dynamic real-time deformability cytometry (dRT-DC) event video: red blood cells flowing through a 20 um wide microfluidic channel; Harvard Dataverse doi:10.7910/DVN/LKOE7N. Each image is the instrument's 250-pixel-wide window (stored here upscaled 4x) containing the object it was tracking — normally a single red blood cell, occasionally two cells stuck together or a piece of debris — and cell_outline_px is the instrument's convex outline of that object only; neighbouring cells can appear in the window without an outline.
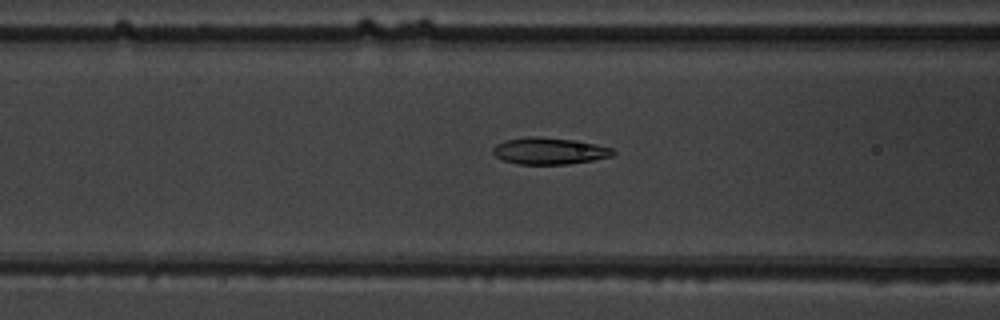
{"species": "common noctule bat (a hibernating species)", "species_latin": "Nyctalus noctula", "temperature_condition": "warm", "stored_images_in_passage": 51, "camera_frame_rate_fps": 3000, "um_per_image_px": 0.085, "animal": {"sex": "male", "body_mass_g": 19.5, "forearm_length_mm": 54.6}, "frame": {"image": 1, "passage_image": 21, "time_ms": 6.667, "image_size_px": [1000, 320], "cell_outline_px": [[616, 152], [612, 156], [592, 160], [568, 164], [516, 164], [504, 160], [496, 156], [492, 152], [492, 148], [496, 144], [504, 140], [528, 136], [536, 136], [572, 140], [596, 144], [612, 148]], "centroid_in_image_um": [46.66, 12.83], "position_along_channel_um": 119.9, "area_um2": 18.67}}
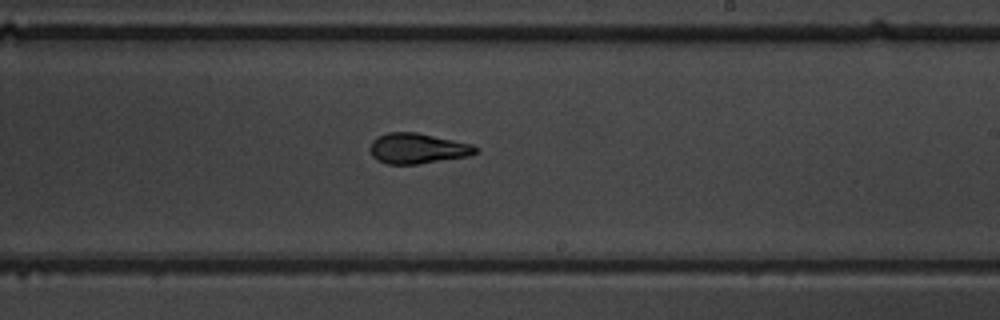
{"frame": {"image": 2, "passage_image": 31, "time_ms": 10.0, "image_size_px": [1000, 320], "cell_outline_px": [[480, 152], [468, 156], [416, 164], [388, 164], [376, 160], [372, 156], [368, 148], [372, 140], [376, 136], [388, 132], [416, 132], [472, 144]], "centroid_in_image_um": [35.44, 12.61], "position_along_channel_um": 253.6, "area_um2": 18.79}}
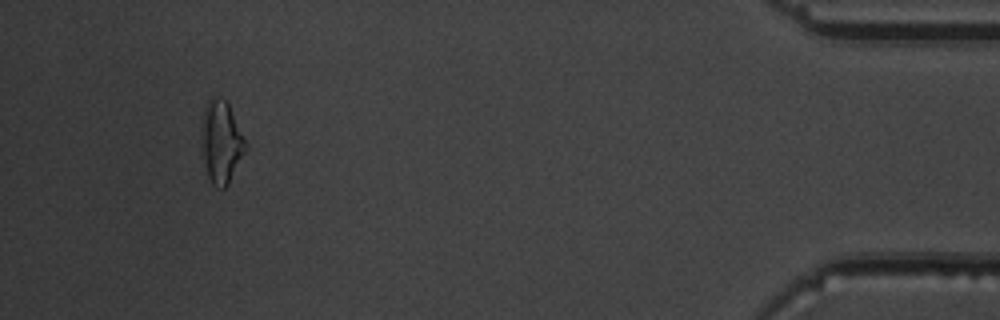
{"frame": {"image": 3, "passage_image": 48, "time_ms": 15.667, "image_size_px": [1000, 320], "cell_outline_px": [[248, 148], [228, 184], [224, 188], [216, 188], [212, 184], [208, 176], [200, 148], [200, 120], [204, 104], [212, 96], [220, 96], [228, 104]], "centroid_in_image_um": [18.74, 12.05], "position_along_channel_um": 416.5, "area_um2": 21.62}, "authors_computed_cell_mechanics": {"area_um2": 18.8428, "velocity_mm_per_s": 4.0231, "shape_relaxation_time_tau1_ms": 3.2995, "shape_relaxation_time_tau2_ms": 2.0963, "deformation_change_tau1": 0.149, "deformation_change_tau2": 0.0991}}